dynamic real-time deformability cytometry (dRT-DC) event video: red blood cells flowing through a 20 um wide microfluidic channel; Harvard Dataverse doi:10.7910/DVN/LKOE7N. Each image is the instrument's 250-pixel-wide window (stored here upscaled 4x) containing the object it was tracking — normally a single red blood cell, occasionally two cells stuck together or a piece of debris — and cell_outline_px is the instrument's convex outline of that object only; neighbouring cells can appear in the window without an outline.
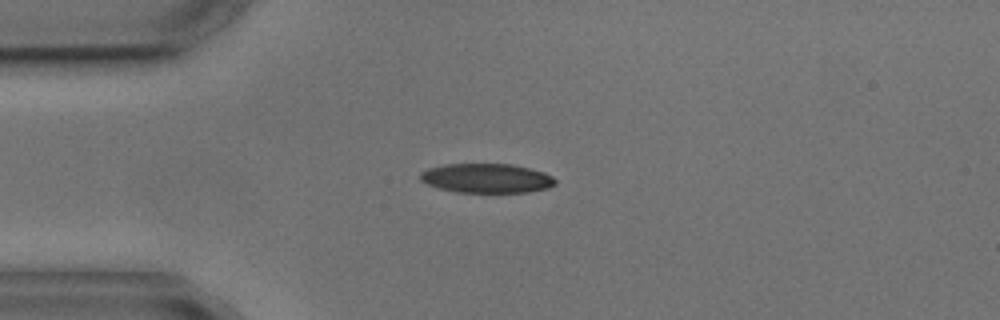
{"species": "common noctule bat (a hibernating species)", "species_latin": "Nyctalus noctula", "temperature_condition": "cold", "stored_images_in_passage": 5, "camera_frame_rate_fps": 3000, "um_per_image_px": 0.085, "animal": {"sex": "male", "body_mass_g": 17.9, "forearm_length_mm": 54.2}, "frame": {"image": 1, "passage_image": 3, "time_ms": 3.333, "image_size_px": [1000, 320], "cell_outline_px": [[556, 184], [548, 188], [528, 192], [456, 192], [440, 188], [428, 184], [420, 180], [420, 172], [428, 168], [444, 164], [512, 164], [544, 172], [552, 176], [556, 180]], "centroid_in_image_um": [41.37, 15.14], "position_along_channel_um": 43.6, "area_um2": 23.06}}
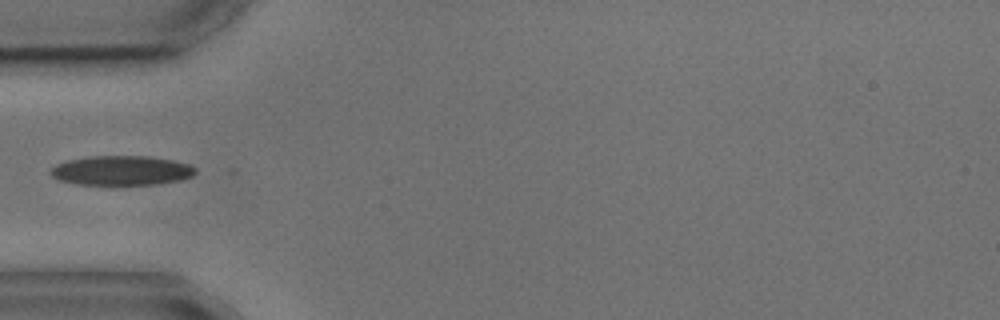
{"frame": {"image": 2, "passage_image": 4, "time_ms": 4.667, "image_size_px": [1000, 320], "cell_outline_px": [[196, 172], [192, 176], [180, 180], [152, 184], [76, 184], [60, 180], [52, 176], [48, 172], [56, 164], [68, 160], [92, 156], [148, 156], [172, 160], [188, 164], [196, 168]], "centroid_in_image_um": [10.31, 14.48], "position_along_channel_um": 74.7, "area_um2": 24.68}}